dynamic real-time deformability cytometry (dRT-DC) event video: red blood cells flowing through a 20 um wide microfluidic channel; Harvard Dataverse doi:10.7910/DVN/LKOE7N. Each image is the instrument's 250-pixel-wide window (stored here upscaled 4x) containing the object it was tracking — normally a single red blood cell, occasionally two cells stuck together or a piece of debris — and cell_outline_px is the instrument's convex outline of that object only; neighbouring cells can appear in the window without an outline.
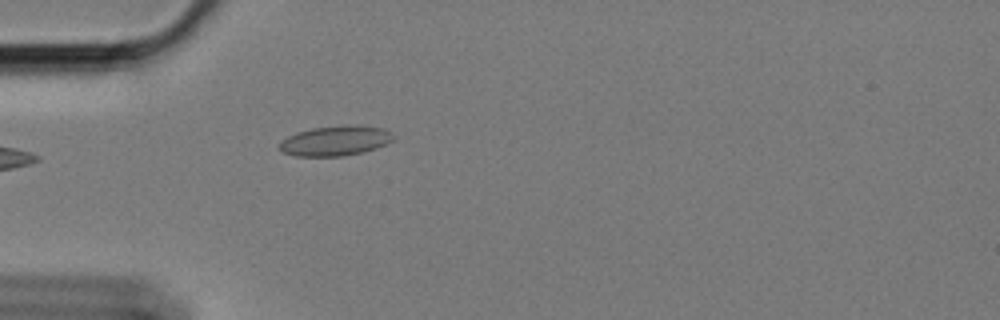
{"species": "Egyptian fruit bat (a non-hibernating species)", "species_latin": "Rousettus aegyptiacus", "temperature_condition": "cold", "stored_images_in_passage": 18, "camera_frame_rate_fps": 3000, "um_per_image_px": 0.085, "animal": {"sex": "female"}, "frame": {"image": 1, "passage_image": 1, "time_ms": 0.0, "image_size_px": [1000, 320], "cell_outline_px": [[396, 136], [392, 140], [376, 148], [344, 156], [296, 156], [280, 152], [276, 148], [280, 140], [296, 132], [312, 128], [348, 124], [356, 124], [384, 128], [392, 132]], "centroid_in_image_um": [28.46, 11.95], "position_along_channel_um": 56.5, "area_um2": 20.29}}